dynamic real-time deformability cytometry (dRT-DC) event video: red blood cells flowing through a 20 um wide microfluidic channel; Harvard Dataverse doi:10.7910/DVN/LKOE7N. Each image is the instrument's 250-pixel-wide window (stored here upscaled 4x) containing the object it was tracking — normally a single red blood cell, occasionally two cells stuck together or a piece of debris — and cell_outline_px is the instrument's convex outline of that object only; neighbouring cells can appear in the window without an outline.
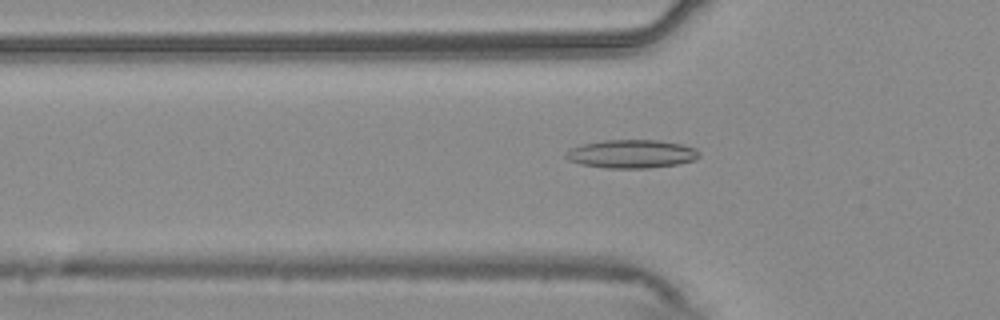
{"species": "common noctule bat (a hibernating species)", "species_latin": "Nyctalus noctula", "temperature_condition": "warm", "stored_images_in_passage": 34, "camera_frame_rate_fps": 3000, "um_per_image_px": 0.085, "animal": {"sex": "male", "body_mass_g": 20.4}, "frame": {"image": 1, "passage_image": 4, "time_ms": 1.0, "image_size_px": [1000, 320], "cell_outline_px": [[700, 156], [696, 160], [676, 164], [648, 168], [604, 168], [580, 164], [568, 160], [564, 156], [572, 148], [584, 144], [604, 140], [660, 140], [680, 144], [696, 148], [700, 152]], "centroid_in_image_um": [53.71, 13.09], "position_along_channel_um": 72.1, "area_um2": 22.02}}
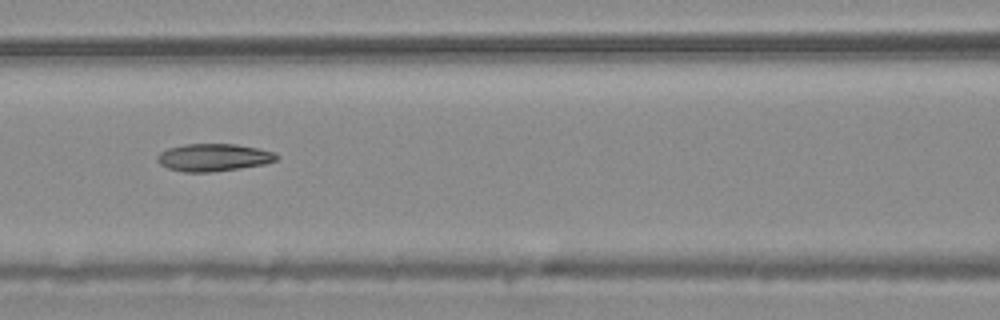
{"frame": {"image": 2, "passage_image": 10, "time_ms": 3.0, "image_size_px": [1000, 320], "cell_outline_px": [[280, 156], [276, 160], [264, 164], [240, 168], [212, 172], [184, 172], [168, 168], [160, 164], [156, 160], [156, 156], [160, 152], [168, 148], [184, 144], [236, 144], [276, 152]], "centroid_in_image_um": [18.14, 13.38], "position_along_channel_um": 148.5, "area_um2": 19.19}}
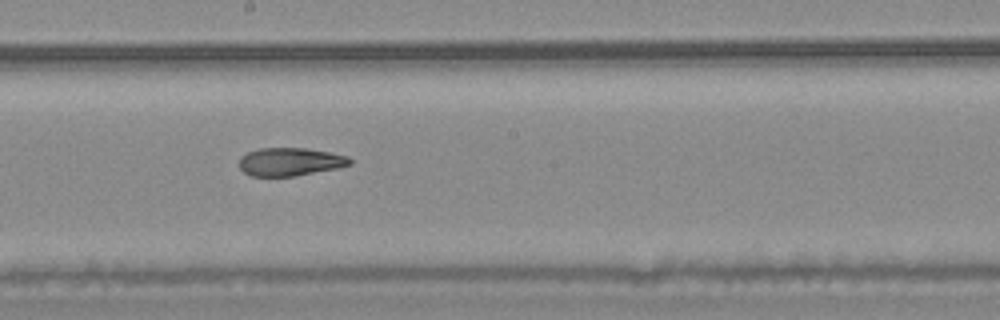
{"frame": {"image": 3, "passage_image": 16, "time_ms": 5.0, "image_size_px": [1000, 320], "cell_outline_px": [[352, 164], [336, 168], [292, 176], [252, 176], [244, 172], [240, 168], [240, 156], [248, 152], [260, 148], [308, 148], [348, 156], [352, 160]], "centroid_in_image_um": [24.65, 13.74], "position_along_channel_um": 223.5, "area_um2": 17.98}, "authors_computed_cell_mechanics": {"area_um2": 19.1318, "velocity_mm_per_s": 3.7634, "shape_relaxation_time_tau1_ms": null, "shape_relaxation_time_tau2_ms": 3.6895, "deformation_change_tau1": null, "deformation_change_tau2": 0.1149}}